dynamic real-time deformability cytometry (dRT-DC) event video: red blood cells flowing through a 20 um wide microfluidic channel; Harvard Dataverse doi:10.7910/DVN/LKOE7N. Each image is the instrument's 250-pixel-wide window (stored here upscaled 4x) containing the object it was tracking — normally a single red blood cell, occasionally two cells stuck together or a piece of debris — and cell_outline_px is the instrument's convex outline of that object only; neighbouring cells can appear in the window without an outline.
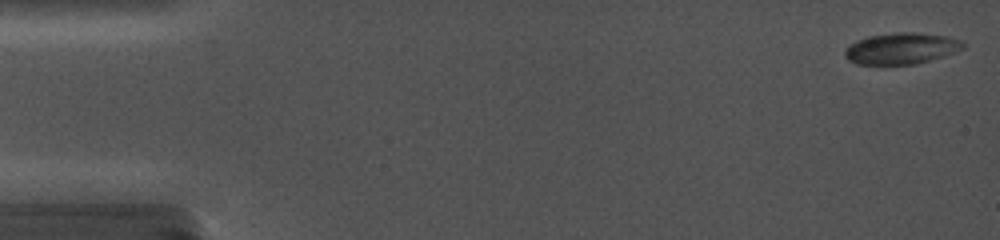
{"species": "common noctule bat (a hibernating species)", "species_latin": "Nyctalus noctula", "temperature_condition": "cold", "stored_images_in_passage": 9, "camera_frame_rate_fps": 5000, "um_per_image_px": 0.085, "animal": {"sex": "female", "body_mass_g": 19.0, "forearm_length_mm": 56.7}, "frame": {"image": 1, "passage_image": 1, "time_ms": 0.0, "image_size_px": [1000, 240], "cell_outline_px": [[964, 48], [944, 56], [916, 64], [856, 64], [848, 60], [844, 56], [844, 48], [848, 44], [856, 40], [868, 36], [896, 32], [916, 32], [948, 36], [960, 40], [964, 44]], "centroid_in_image_um": [76.57, 4.11], "position_along_channel_um": 8.4, "area_um2": 21.73}}